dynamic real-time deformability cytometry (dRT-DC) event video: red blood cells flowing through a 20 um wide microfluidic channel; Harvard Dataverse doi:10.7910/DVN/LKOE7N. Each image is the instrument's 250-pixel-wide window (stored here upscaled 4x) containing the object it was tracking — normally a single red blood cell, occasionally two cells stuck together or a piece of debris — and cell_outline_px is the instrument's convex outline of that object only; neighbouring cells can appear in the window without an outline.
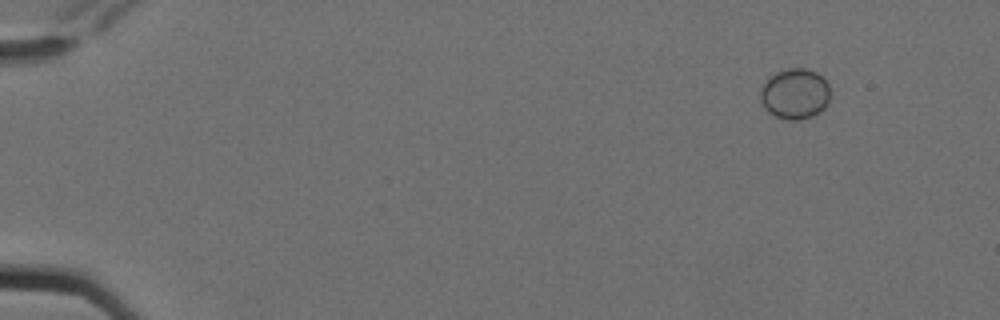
{"species": "Egyptian fruit bat (a non-hibernating species)", "species_latin": "Rousettus aegyptiacus", "temperature_condition": "cold", "stored_images_in_passage": 6, "camera_frame_rate_fps": 3000, "um_per_image_px": 0.085, "animal": {"sex": "female"}, "frame": {"image": 1, "passage_image": 6, "time_ms": 1.667, "image_size_px": [1000, 320], "cell_outline_px": [[828, 104], [820, 112], [812, 116], [800, 120], [784, 120], [768, 112], [764, 108], [760, 100], [760, 88], [768, 76], [776, 72], [788, 68], [804, 68], [816, 72], [824, 76], [828, 84]], "centroid_in_image_um": [67.54, 7.97], "position_along_channel_um": 17.5, "area_um2": 20.92}}